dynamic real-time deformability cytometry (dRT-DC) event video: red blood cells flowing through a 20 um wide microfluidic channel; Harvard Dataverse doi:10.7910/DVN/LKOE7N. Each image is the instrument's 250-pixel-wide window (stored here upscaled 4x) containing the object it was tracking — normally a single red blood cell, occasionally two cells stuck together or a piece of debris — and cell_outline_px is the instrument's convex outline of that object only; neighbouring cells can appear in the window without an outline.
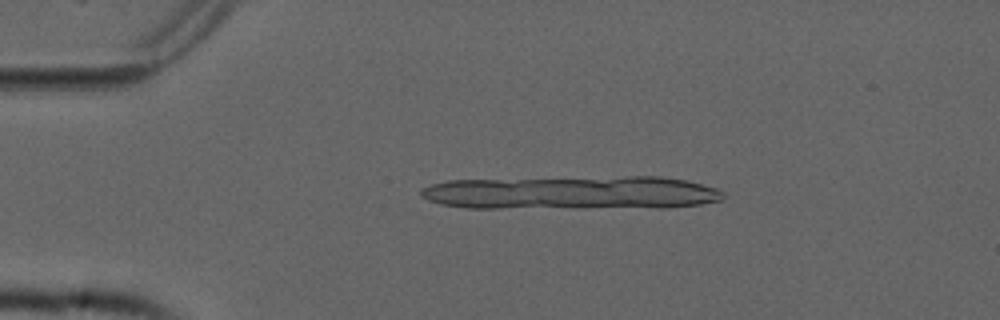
{"species": "common noctule bat (a hibernating species)", "species_latin": "Nyctalus noctula", "temperature_condition": "cold", "stored_images_in_passage": 10, "camera_frame_rate_fps": 3000, "um_per_image_px": 0.085, "animal": {"sex": "male", "forearm_length_mm": 52.5}, "frame": {"image": 1, "passage_image": 10, "time_ms": 3.0, "image_size_px": [1000, 320], "cell_outline_px": [[712, 200], [692, 204], [548, 204], [540, 200], [536, 180], [680, 180], [696, 184], [708, 188]], "centroid_in_image_um": [52.83, 16.33], "position_along_channel_um": 32.2, "area_um2": 28.55}}